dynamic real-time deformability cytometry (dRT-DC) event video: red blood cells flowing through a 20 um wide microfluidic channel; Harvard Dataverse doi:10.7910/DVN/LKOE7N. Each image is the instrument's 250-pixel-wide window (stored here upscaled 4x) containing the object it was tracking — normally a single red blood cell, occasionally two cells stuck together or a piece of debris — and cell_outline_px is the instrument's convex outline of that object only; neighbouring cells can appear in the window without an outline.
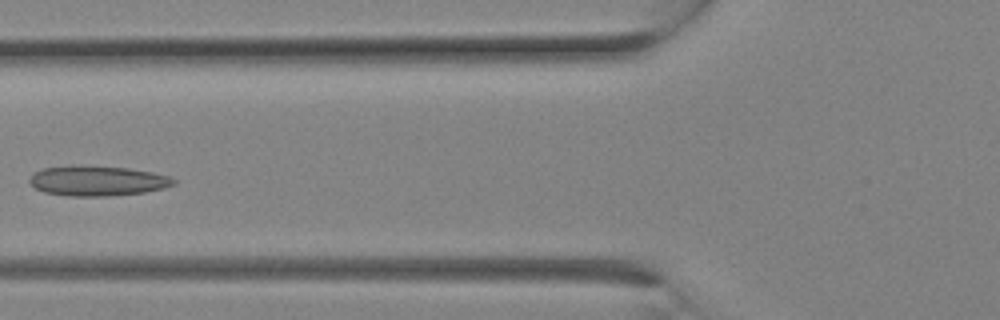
{"species": "Egyptian fruit bat (a non-hibernating species)", "species_latin": "Rousettus aegyptiacus", "temperature_condition": "room temperature", "stored_images_in_passage": 14, "camera_frame_rate_fps": 3000, "um_per_image_px": 0.085, "animal": {"sex": "female"}, "frame": {"image": 1, "passage_image": 10, "time_ms": 3.0, "image_size_px": [1000, 320], "cell_outline_px": [[176, 184], [164, 188], [144, 192], [108, 196], [68, 196], [44, 192], [36, 188], [28, 180], [36, 172], [44, 168], [128, 168], [152, 172], [168, 176], [176, 180]], "centroid_in_image_um": [8.36, 15.42], "position_along_channel_um": 117.4, "area_um2": 24.1}}
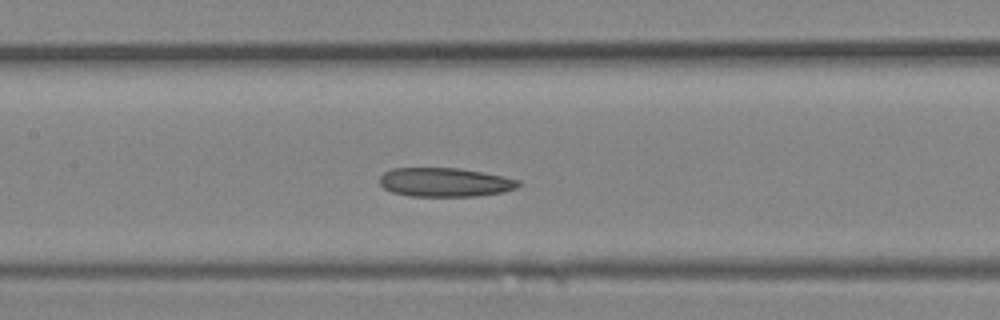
{"frame": {"image": 2, "passage_image": 12, "time_ms": 3.667, "image_size_px": [1000, 320], "cell_outline_px": [[520, 184], [516, 188], [500, 192], [476, 196], [408, 196], [392, 192], [384, 188], [380, 184], [380, 176], [384, 172], [392, 168], [460, 168], [504, 176], [520, 180]], "centroid_in_image_um": [37.8, 15.49], "position_along_channel_um": 169.6, "area_um2": 23.41}}
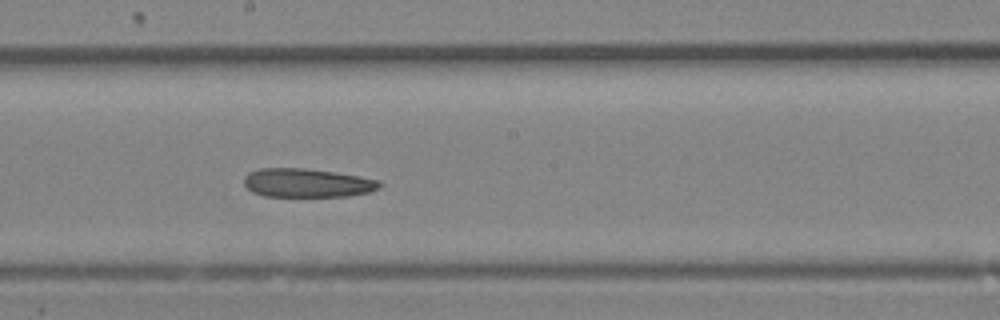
{"frame": {"image": 3, "passage_image": 14, "time_ms": 4.333, "image_size_px": [1000, 320], "cell_outline_px": [[384, 184], [380, 188], [368, 192], [348, 196], [264, 196], [252, 192], [244, 184], [244, 176], [248, 172], [260, 168], [304, 168], [336, 172], [380, 180]], "centroid_in_image_um": [26.11, 15.54], "position_along_channel_um": 222.1, "area_um2": 22.83}}